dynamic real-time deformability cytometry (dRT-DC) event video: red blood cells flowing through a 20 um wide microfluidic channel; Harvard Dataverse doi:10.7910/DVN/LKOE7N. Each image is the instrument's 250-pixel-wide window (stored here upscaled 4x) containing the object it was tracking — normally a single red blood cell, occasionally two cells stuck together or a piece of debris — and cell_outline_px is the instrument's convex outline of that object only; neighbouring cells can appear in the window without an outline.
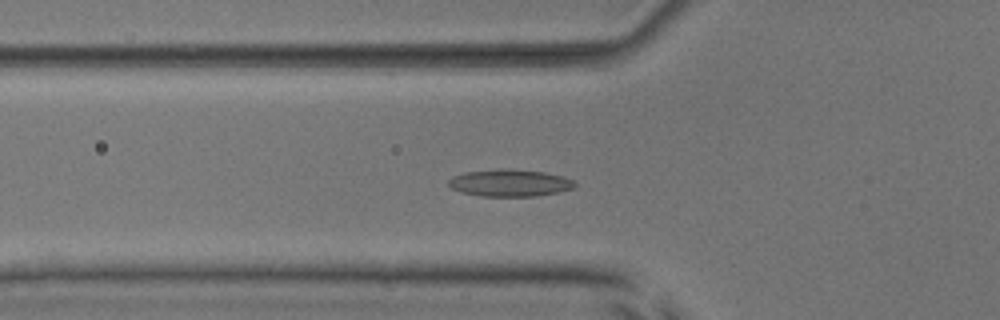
{"species": "common noctule bat (a hibernating species)", "species_latin": "Nyctalus noctula", "temperature_condition": "room temperature", "stored_images_in_passage": 37, "camera_frame_rate_fps": 3000, "um_per_image_px": 0.085, "animal": {"sex": "male", "body_mass_g": 17.9, "forearm_length_mm": 54.2}, "frame": {"image": 1, "passage_image": 3, "time_ms": 0.667, "image_size_px": [1000, 320], "cell_outline_px": [[576, 184], [572, 188], [560, 192], [536, 196], [480, 196], [460, 192], [452, 188], [448, 184], [448, 180], [452, 176], [464, 172], [504, 168], [544, 172], [560, 176], [572, 180]], "centroid_in_image_um": [43.29, 15.55], "position_along_channel_um": 82.5, "area_um2": 19.88}}
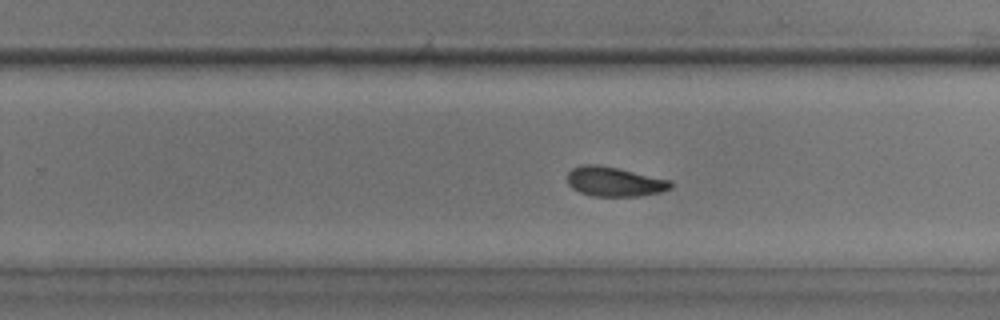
{"frame": {"image": 2, "passage_image": 18, "time_ms": 5.667, "image_size_px": [1000, 320], "cell_outline_px": [[672, 188], [660, 192], [636, 196], [592, 196], [580, 192], [572, 188], [568, 184], [568, 172], [572, 168], [580, 164], [596, 164], [616, 168], [672, 180]], "centroid_in_image_um": [52.21, 15.44], "position_along_channel_um": 277.6, "area_um2": 17.74}}
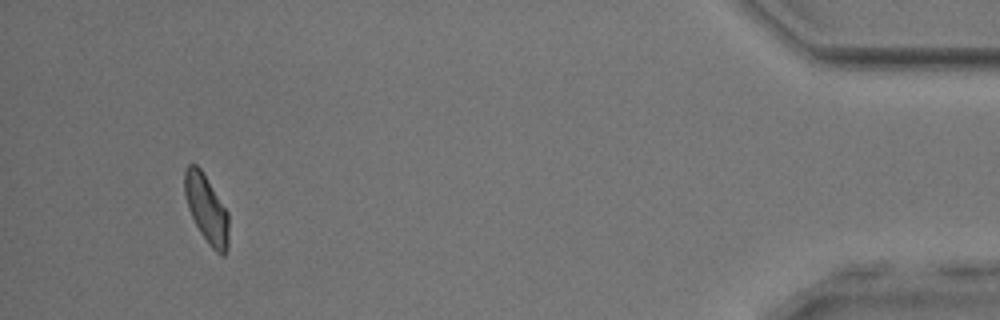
{"frame": {"image": 3, "passage_image": 34, "time_ms": 11.0, "image_size_px": [1000, 320], "cell_outline_px": [[228, 244], [224, 256], [220, 256], [208, 244], [200, 232], [188, 208], [184, 196], [184, 172], [188, 164], [196, 164], [200, 168], [228, 212]], "centroid_in_image_um": [17.54, 17.77], "position_along_channel_um": 417.7, "area_um2": 17.4}, "authors_computed_cell_mechanics": {"area_um2": 17.8602, "velocity_mm_per_s": 3.9123, "shape_relaxation_time_tau1_ms": 6.9566, "shape_relaxation_time_tau2_ms": 5.4989, "deformation_change_tau1": 0.1517, "deformation_change_tau2": 0.1256}}